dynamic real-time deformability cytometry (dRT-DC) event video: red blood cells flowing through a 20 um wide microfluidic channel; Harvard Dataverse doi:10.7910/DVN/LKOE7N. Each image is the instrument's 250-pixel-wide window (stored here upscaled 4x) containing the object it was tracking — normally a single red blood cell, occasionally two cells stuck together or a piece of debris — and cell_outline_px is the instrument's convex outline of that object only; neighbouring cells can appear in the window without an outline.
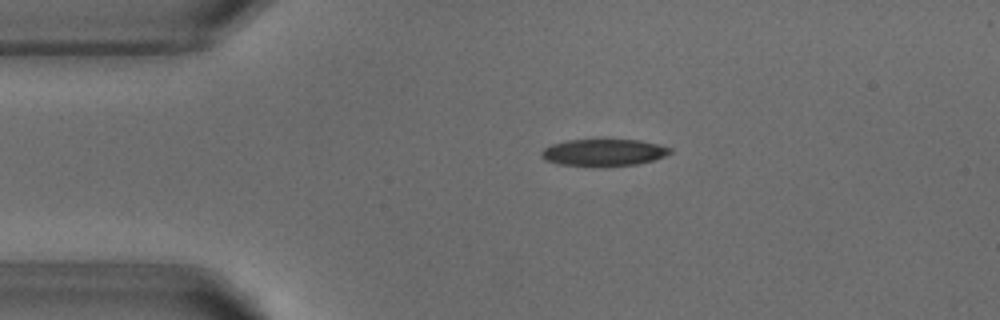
{"species": "common noctule bat (a hibernating species)", "species_latin": "Nyctalus noctula", "temperature_condition": "warm", "stored_images_in_passage": 43, "camera_frame_rate_fps": 3000, "um_per_image_px": 0.085, "animal": {"sex": "male", "body_mass_g": 18.8}, "frame": {"image": 1, "passage_image": 1, "time_ms": 0.0, "image_size_px": [1000, 320], "cell_outline_px": [[672, 152], [664, 156], [652, 160], [636, 164], [604, 168], [592, 168], [560, 164], [544, 160], [540, 156], [540, 152], [544, 148], [552, 144], [568, 140], [640, 140], [672, 148]], "centroid_in_image_um": [51.26, 13.0], "position_along_channel_um": 33.7, "area_um2": 20.63}}
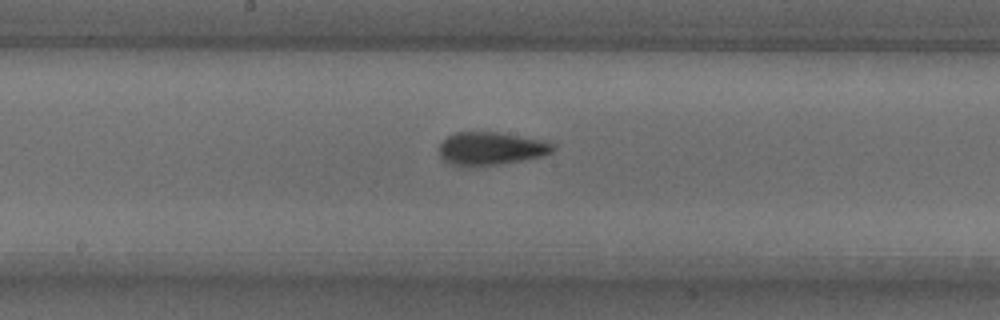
{"frame": {"image": 2, "passage_image": 17, "time_ms": 5.333, "image_size_px": [1000, 320], "cell_outline_px": [[556, 148], [552, 152], [544, 156], [496, 164], [452, 164], [444, 160], [440, 156], [440, 144], [448, 136], [456, 132], [496, 132], [548, 140], [556, 144]], "centroid_in_image_um": [41.83, 12.58], "position_along_channel_um": 206.4, "area_um2": 21.5}}
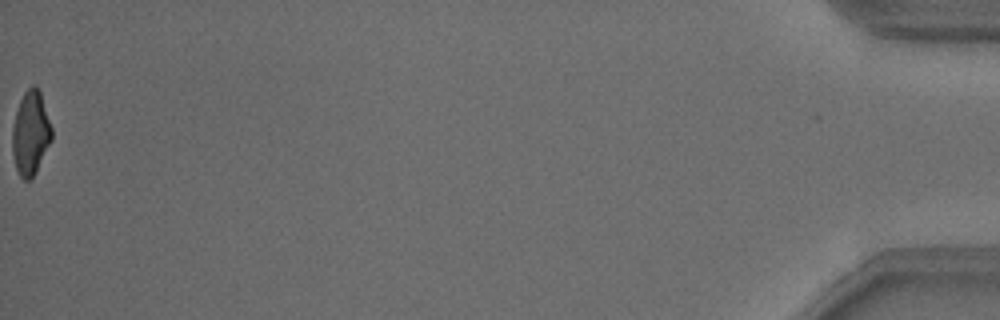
{"frame": {"image": 3, "passage_image": 43, "time_ms": 14.0, "image_size_px": [1000, 320], "cell_outline_px": [[52, 140], [36, 172], [28, 180], [24, 180], [20, 176], [16, 168], [12, 152], [12, 128], [16, 112], [20, 100], [24, 92], [32, 84], [36, 84], [40, 92], [52, 128]], "centroid_in_image_um": [2.6, 11.3], "position_along_channel_um": 432.6, "area_um2": 19.25}, "authors_computed_cell_mechanics": {"area_um2": 20.8658, "velocity_mm_per_s": 3.8434, "shape_relaxation_time_tau1_ms": 3.2121, "shape_relaxation_time_tau2_ms": 1.506, "deformation_change_tau1": 0.1655, "deformation_change_tau2": 0.0976}}